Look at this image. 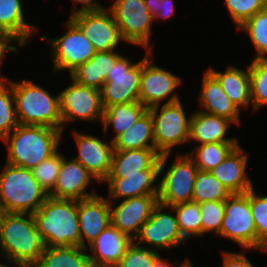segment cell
<instances>
[{"mask_svg": "<svg viewBox=\"0 0 267 267\" xmlns=\"http://www.w3.org/2000/svg\"><path fill=\"white\" fill-rule=\"evenodd\" d=\"M250 208L257 232V250L267 251V196L250 189Z\"/></svg>", "mask_w": 267, "mask_h": 267, "instance_id": "obj_38", "label": "cell"}, {"mask_svg": "<svg viewBox=\"0 0 267 267\" xmlns=\"http://www.w3.org/2000/svg\"><path fill=\"white\" fill-rule=\"evenodd\" d=\"M109 204L111 225L134 240L141 225L150 218L153 208L158 204V195L124 199L118 205L109 201Z\"/></svg>", "mask_w": 267, "mask_h": 267, "instance_id": "obj_16", "label": "cell"}, {"mask_svg": "<svg viewBox=\"0 0 267 267\" xmlns=\"http://www.w3.org/2000/svg\"><path fill=\"white\" fill-rule=\"evenodd\" d=\"M90 267H119L118 265H97L91 264Z\"/></svg>", "mask_w": 267, "mask_h": 267, "instance_id": "obj_49", "label": "cell"}, {"mask_svg": "<svg viewBox=\"0 0 267 267\" xmlns=\"http://www.w3.org/2000/svg\"><path fill=\"white\" fill-rule=\"evenodd\" d=\"M177 267H195V266H193L190 260L186 259L184 260V262H181V264L178 265Z\"/></svg>", "mask_w": 267, "mask_h": 267, "instance_id": "obj_48", "label": "cell"}, {"mask_svg": "<svg viewBox=\"0 0 267 267\" xmlns=\"http://www.w3.org/2000/svg\"><path fill=\"white\" fill-rule=\"evenodd\" d=\"M183 237H202L200 206L198 202L189 201L172 206Z\"/></svg>", "mask_w": 267, "mask_h": 267, "instance_id": "obj_36", "label": "cell"}, {"mask_svg": "<svg viewBox=\"0 0 267 267\" xmlns=\"http://www.w3.org/2000/svg\"><path fill=\"white\" fill-rule=\"evenodd\" d=\"M133 240L111 224L89 245L90 264L118 265Z\"/></svg>", "mask_w": 267, "mask_h": 267, "instance_id": "obj_22", "label": "cell"}, {"mask_svg": "<svg viewBox=\"0 0 267 267\" xmlns=\"http://www.w3.org/2000/svg\"><path fill=\"white\" fill-rule=\"evenodd\" d=\"M120 53L118 50L95 52L90 60L80 65L69 77L80 85L101 90L107 74L122 56Z\"/></svg>", "mask_w": 267, "mask_h": 267, "instance_id": "obj_27", "label": "cell"}, {"mask_svg": "<svg viewBox=\"0 0 267 267\" xmlns=\"http://www.w3.org/2000/svg\"><path fill=\"white\" fill-rule=\"evenodd\" d=\"M19 125L11 80L0 78V140Z\"/></svg>", "mask_w": 267, "mask_h": 267, "instance_id": "obj_34", "label": "cell"}, {"mask_svg": "<svg viewBox=\"0 0 267 267\" xmlns=\"http://www.w3.org/2000/svg\"><path fill=\"white\" fill-rule=\"evenodd\" d=\"M149 13L156 19H166L174 14L173 0H144Z\"/></svg>", "mask_w": 267, "mask_h": 267, "instance_id": "obj_43", "label": "cell"}, {"mask_svg": "<svg viewBox=\"0 0 267 267\" xmlns=\"http://www.w3.org/2000/svg\"><path fill=\"white\" fill-rule=\"evenodd\" d=\"M73 137L78 149V155L73 158L81 163L96 181L103 183L110 172L113 143L76 130H73Z\"/></svg>", "mask_w": 267, "mask_h": 267, "instance_id": "obj_17", "label": "cell"}, {"mask_svg": "<svg viewBox=\"0 0 267 267\" xmlns=\"http://www.w3.org/2000/svg\"><path fill=\"white\" fill-rule=\"evenodd\" d=\"M199 94L200 111L217 115L239 125L241 111L227 97L219 82L206 70L202 75Z\"/></svg>", "mask_w": 267, "mask_h": 267, "instance_id": "obj_24", "label": "cell"}, {"mask_svg": "<svg viewBox=\"0 0 267 267\" xmlns=\"http://www.w3.org/2000/svg\"><path fill=\"white\" fill-rule=\"evenodd\" d=\"M13 42L19 45L17 41L12 36H10L5 30L0 29V67L3 63V58L8 52H19L18 48L12 45ZM3 77L4 76L0 75V78Z\"/></svg>", "mask_w": 267, "mask_h": 267, "instance_id": "obj_45", "label": "cell"}, {"mask_svg": "<svg viewBox=\"0 0 267 267\" xmlns=\"http://www.w3.org/2000/svg\"><path fill=\"white\" fill-rule=\"evenodd\" d=\"M63 25L67 30L64 35L53 39L41 35V39H48L51 43L50 58L53 61V71L68 70L71 74L80 65L90 60L96 50L69 18Z\"/></svg>", "mask_w": 267, "mask_h": 267, "instance_id": "obj_11", "label": "cell"}, {"mask_svg": "<svg viewBox=\"0 0 267 267\" xmlns=\"http://www.w3.org/2000/svg\"><path fill=\"white\" fill-rule=\"evenodd\" d=\"M69 19L82 31L96 52L116 50L125 42L109 8L78 10Z\"/></svg>", "mask_w": 267, "mask_h": 267, "instance_id": "obj_14", "label": "cell"}, {"mask_svg": "<svg viewBox=\"0 0 267 267\" xmlns=\"http://www.w3.org/2000/svg\"><path fill=\"white\" fill-rule=\"evenodd\" d=\"M96 179L73 156L70 160L63 155L57 181L49 197L66 200H82L97 195L87 192V187Z\"/></svg>", "mask_w": 267, "mask_h": 267, "instance_id": "obj_18", "label": "cell"}, {"mask_svg": "<svg viewBox=\"0 0 267 267\" xmlns=\"http://www.w3.org/2000/svg\"><path fill=\"white\" fill-rule=\"evenodd\" d=\"M150 56L152 57V52L147 51L142 58L139 102L149 109L161 105L163 101V104L180 101L176 91L182 80L179 76L153 64Z\"/></svg>", "mask_w": 267, "mask_h": 267, "instance_id": "obj_13", "label": "cell"}, {"mask_svg": "<svg viewBox=\"0 0 267 267\" xmlns=\"http://www.w3.org/2000/svg\"><path fill=\"white\" fill-rule=\"evenodd\" d=\"M19 124L46 126L63 132L59 94L52 96L48 90L32 80L12 82Z\"/></svg>", "mask_w": 267, "mask_h": 267, "instance_id": "obj_4", "label": "cell"}, {"mask_svg": "<svg viewBox=\"0 0 267 267\" xmlns=\"http://www.w3.org/2000/svg\"><path fill=\"white\" fill-rule=\"evenodd\" d=\"M70 79L71 84L59 93L63 131L65 124L75 122L76 119L88 122L99 120L102 124L104 109L100 90L80 85L71 77Z\"/></svg>", "mask_w": 267, "mask_h": 267, "instance_id": "obj_15", "label": "cell"}, {"mask_svg": "<svg viewBox=\"0 0 267 267\" xmlns=\"http://www.w3.org/2000/svg\"><path fill=\"white\" fill-rule=\"evenodd\" d=\"M148 109L139 101L128 102L109 106L104 110L102 129L107 134L109 127H113L115 132L113 142L123 132L128 130Z\"/></svg>", "mask_w": 267, "mask_h": 267, "instance_id": "obj_29", "label": "cell"}, {"mask_svg": "<svg viewBox=\"0 0 267 267\" xmlns=\"http://www.w3.org/2000/svg\"><path fill=\"white\" fill-rule=\"evenodd\" d=\"M152 116L155 149L162 155L178 145L189 143L191 115L188 118L182 102L156 105L148 109Z\"/></svg>", "mask_w": 267, "mask_h": 267, "instance_id": "obj_7", "label": "cell"}, {"mask_svg": "<svg viewBox=\"0 0 267 267\" xmlns=\"http://www.w3.org/2000/svg\"><path fill=\"white\" fill-rule=\"evenodd\" d=\"M48 197L31 169L5 163L0 173L1 212L33 214Z\"/></svg>", "mask_w": 267, "mask_h": 267, "instance_id": "obj_5", "label": "cell"}, {"mask_svg": "<svg viewBox=\"0 0 267 267\" xmlns=\"http://www.w3.org/2000/svg\"><path fill=\"white\" fill-rule=\"evenodd\" d=\"M252 110L267 106V58H253L248 65Z\"/></svg>", "mask_w": 267, "mask_h": 267, "instance_id": "obj_35", "label": "cell"}, {"mask_svg": "<svg viewBox=\"0 0 267 267\" xmlns=\"http://www.w3.org/2000/svg\"><path fill=\"white\" fill-rule=\"evenodd\" d=\"M62 134L52 127L19 124L2 140L8 150L6 162L32 170L59 150Z\"/></svg>", "mask_w": 267, "mask_h": 267, "instance_id": "obj_2", "label": "cell"}, {"mask_svg": "<svg viewBox=\"0 0 267 267\" xmlns=\"http://www.w3.org/2000/svg\"><path fill=\"white\" fill-rule=\"evenodd\" d=\"M199 206L202 224V237L209 232L218 235L224 218L225 201H205L199 203Z\"/></svg>", "mask_w": 267, "mask_h": 267, "instance_id": "obj_40", "label": "cell"}, {"mask_svg": "<svg viewBox=\"0 0 267 267\" xmlns=\"http://www.w3.org/2000/svg\"><path fill=\"white\" fill-rule=\"evenodd\" d=\"M74 2V5L81 4V8H75L72 7L71 12L74 13L78 10H92V9H103L106 7H103L100 3L95 2V0H72Z\"/></svg>", "mask_w": 267, "mask_h": 267, "instance_id": "obj_46", "label": "cell"}, {"mask_svg": "<svg viewBox=\"0 0 267 267\" xmlns=\"http://www.w3.org/2000/svg\"><path fill=\"white\" fill-rule=\"evenodd\" d=\"M160 254L158 251L141 246L134 241L129 245L126 253L121 258L119 267H153L155 259Z\"/></svg>", "mask_w": 267, "mask_h": 267, "instance_id": "obj_42", "label": "cell"}, {"mask_svg": "<svg viewBox=\"0 0 267 267\" xmlns=\"http://www.w3.org/2000/svg\"><path fill=\"white\" fill-rule=\"evenodd\" d=\"M170 262H168V260H165V259H163V257H161V255H159L156 259H155V261H154V263H153V267H176L177 265V263L178 262H174V264H172V263H170Z\"/></svg>", "mask_w": 267, "mask_h": 267, "instance_id": "obj_47", "label": "cell"}, {"mask_svg": "<svg viewBox=\"0 0 267 267\" xmlns=\"http://www.w3.org/2000/svg\"><path fill=\"white\" fill-rule=\"evenodd\" d=\"M218 235L237 242L243 249H257L250 190L246 193H233L225 200V213Z\"/></svg>", "mask_w": 267, "mask_h": 267, "instance_id": "obj_9", "label": "cell"}, {"mask_svg": "<svg viewBox=\"0 0 267 267\" xmlns=\"http://www.w3.org/2000/svg\"><path fill=\"white\" fill-rule=\"evenodd\" d=\"M159 170H143L141 174L124 175V178H106L108 200L129 199L144 195H158Z\"/></svg>", "mask_w": 267, "mask_h": 267, "instance_id": "obj_21", "label": "cell"}, {"mask_svg": "<svg viewBox=\"0 0 267 267\" xmlns=\"http://www.w3.org/2000/svg\"><path fill=\"white\" fill-rule=\"evenodd\" d=\"M222 267H254L243 250L240 252L222 251Z\"/></svg>", "mask_w": 267, "mask_h": 267, "instance_id": "obj_44", "label": "cell"}, {"mask_svg": "<svg viewBox=\"0 0 267 267\" xmlns=\"http://www.w3.org/2000/svg\"><path fill=\"white\" fill-rule=\"evenodd\" d=\"M32 215L45 247L81 246L77 200L48 197Z\"/></svg>", "mask_w": 267, "mask_h": 267, "instance_id": "obj_3", "label": "cell"}, {"mask_svg": "<svg viewBox=\"0 0 267 267\" xmlns=\"http://www.w3.org/2000/svg\"><path fill=\"white\" fill-rule=\"evenodd\" d=\"M224 72L206 69L220 84L227 97L241 111L252 104L248 66L246 70L230 65Z\"/></svg>", "mask_w": 267, "mask_h": 267, "instance_id": "obj_26", "label": "cell"}, {"mask_svg": "<svg viewBox=\"0 0 267 267\" xmlns=\"http://www.w3.org/2000/svg\"><path fill=\"white\" fill-rule=\"evenodd\" d=\"M21 0H0V29L12 36L20 47L27 45L37 27L27 23Z\"/></svg>", "mask_w": 267, "mask_h": 267, "instance_id": "obj_28", "label": "cell"}, {"mask_svg": "<svg viewBox=\"0 0 267 267\" xmlns=\"http://www.w3.org/2000/svg\"><path fill=\"white\" fill-rule=\"evenodd\" d=\"M225 5L238 29L258 11L265 9L267 0H225Z\"/></svg>", "mask_w": 267, "mask_h": 267, "instance_id": "obj_41", "label": "cell"}, {"mask_svg": "<svg viewBox=\"0 0 267 267\" xmlns=\"http://www.w3.org/2000/svg\"><path fill=\"white\" fill-rule=\"evenodd\" d=\"M238 29L249 36L256 50L254 58H267V7L258 11Z\"/></svg>", "mask_w": 267, "mask_h": 267, "instance_id": "obj_37", "label": "cell"}, {"mask_svg": "<svg viewBox=\"0 0 267 267\" xmlns=\"http://www.w3.org/2000/svg\"><path fill=\"white\" fill-rule=\"evenodd\" d=\"M9 264H12L11 262L9 263V261H8V263L7 264H4V263H1L0 262V267H14V266H10ZM9 265V266H8Z\"/></svg>", "mask_w": 267, "mask_h": 267, "instance_id": "obj_50", "label": "cell"}, {"mask_svg": "<svg viewBox=\"0 0 267 267\" xmlns=\"http://www.w3.org/2000/svg\"><path fill=\"white\" fill-rule=\"evenodd\" d=\"M78 220L81 247L88 248L98 235L111 224L109 200L99 194L79 200Z\"/></svg>", "mask_w": 267, "mask_h": 267, "instance_id": "obj_19", "label": "cell"}, {"mask_svg": "<svg viewBox=\"0 0 267 267\" xmlns=\"http://www.w3.org/2000/svg\"><path fill=\"white\" fill-rule=\"evenodd\" d=\"M112 143L114 150L155 148L153 122L150 111L147 110L128 130L118 136Z\"/></svg>", "mask_w": 267, "mask_h": 267, "instance_id": "obj_30", "label": "cell"}, {"mask_svg": "<svg viewBox=\"0 0 267 267\" xmlns=\"http://www.w3.org/2000/svg\"><path fill=\"white\" fill-rule=\"evenodd\" d=\"M164 209L168 210V213L164 212ZM171 212L172 207L158 202L133 241L154 251L166 249L169 252V249L183 245L187 240L181 233L176 214L173 215Z\"/></svg>", "mask_w": 267, "mask_h": 267, "instance_id": "obj_12", "label": "cell"}, {"mask_svg": "<svg viewBox=\"0 0 267 267\" xmlns=\"http://www.w3.org/2000/svg\"><path fill=\"white\" fill-rule=\"evenodd\" d=\"M241 145H237L224 159L210 172L220 181L231 194L246 193L254 186L246 172L248 154L243 151Z\"/></svg>", "mask_w": 267, "mask_h": 267, "instance_id": "obj_20", "label": "cell"}, {"mask_svg": "<svg viewBox=\"0 0 267 267\" xmlns=\"http://www.w3.org/2000/svg\"><path fill=\"white\" fill-rule=\"evenodd\" d=\"M160 156L155 148L113 150L107 178H124V175L141 174L143 170H159Z\"/></svg>", "mask_w": 267, "mask_h": 267, "instance_id": "obj_23", "label": "cell"}, {"mask_svg": "<svg viewBox=\"0 0 267 267\" xmlns=\"http://www.w3.org/2000/svg\"><path fill=\"white\" fill-rule=\"evenodd\" d=\"M45 245L30 213L0 215V250L15 267H34Z\"/></svg>", "mask_w": 267, "mask_h": 267, "instance_id": "obj_1", "label": "cell"}, {"mask_svg": "<svg viewBox=\"0 0 267 267\" xmlns=\"http://www.w3.org/2000/svg\"><path fill=\"white\" fill-rule=\"evenodd\" d=\"M239 142H217L198 145L194 150L187 153L194 161L199 170L211 171L219 163L223 162L227 155L238 145Z\"/></svg>", "mask_w": 267, "mask_h": 267, "instance_id": "obj_32", "label": "cell"}, {"mask_svg": "<svg viewBox=\"0 0 267 267\" xmlns=\"http://www.w3.org/2000/svg\"><path fill=\"white\" fill-rule=\"evenodd\" d=\"M142 76V59L132 63L121 56L107 74L101 92V102L105 110L109 106L139 101Z\"/></svg>", "mask_w": 267, "mask_h": 267, "instance_id": "obj_10", "label": "cell"}, {"mask_svg": "<svg viewBox=\"0 0 267 267\" xmlns=\"http://www.w3.org/2000/svg\"><path fill=\"white\" fill-rule=\"evenodd\" d=\"M87 248L81 246L45 247L34 267H90Z\"/></svg>", "mask_w": 267, "mask_h": 267, "instance_id": "obj_31", "label": "cell"}, {"mask_svg": "<svg viewBox=\"0 0 267 267\" xmlns=\"http://www.w3.org/2000/svg\"><path fill=\"white\" fill-rule=\"evenodd\" d=\"M230 195V191L211 172L198 170L192 201H225Z\"/></svg>", "mask_w": 267, "mask_h": 267, "instance_id": "obj_33", "label": "cell"}, {"mask_svg": "<svg viewBox=\"0 0 267 267\" xmlns=\"http://www.w3.org/2000/svg\"><path fill=\"white\" fill-rule=\"evenodd\" d=\"M113 13L121 36L126 43L142 46L154 52L151 41V26L154 17L149 13L144 0H115L108 7Z\"/></svg>", "mask_w": 267, "mask_h": 267, "instance_id": "obj_8", "label": "cell"}, {"mask_svg": "<svg viewBox=\"0 0 267 267\" xmlns=\"http://www.w3.org/2000/svg\"><path fill=\"white\" fill-rule=\"evenodd\" d=\"M233 123L217 115H211L200 110L191 115L189 143L196 141L198 145L217 142H239L237 138L226 137Z\"/></svg>", "mask_w": 267, "mask_h": 267, "instance_id": "obj_25", "label": "cell"}, {"mask_svg": "<svg viewBox=\"0 0 267 267\" xmlns=\"http://www.w3.org/2000/svg\"><path fill=\"white\" fill-rule=\"evenodd\" d=\"M171 153L162 154L159 159L158 202L172 207L180 203L192 201L194 183L198 167L187 154H177L168 170L165 166ZM164 174L162 175V173ZM163 176V177H162Z\"/></svg>", "mask_w": 267, "mask_h": 267, "instance_id": "obj_6", "label": "cell"}, {"mask_svg": "<svg viewBox=\"0 0 267 267\" xmlns=\"http://www.w3.org/2000/svg\"><path fill=\"white\" fill-rule=\"evenodd\" d=\"M59 151L32 169L34 178L48 195L54 189L62 165L63 155Z\"/></svg>", "mask_w": 267, "mask_h": 267, "instance_id": "obj_39", "label": "cell"}]
</instances>
